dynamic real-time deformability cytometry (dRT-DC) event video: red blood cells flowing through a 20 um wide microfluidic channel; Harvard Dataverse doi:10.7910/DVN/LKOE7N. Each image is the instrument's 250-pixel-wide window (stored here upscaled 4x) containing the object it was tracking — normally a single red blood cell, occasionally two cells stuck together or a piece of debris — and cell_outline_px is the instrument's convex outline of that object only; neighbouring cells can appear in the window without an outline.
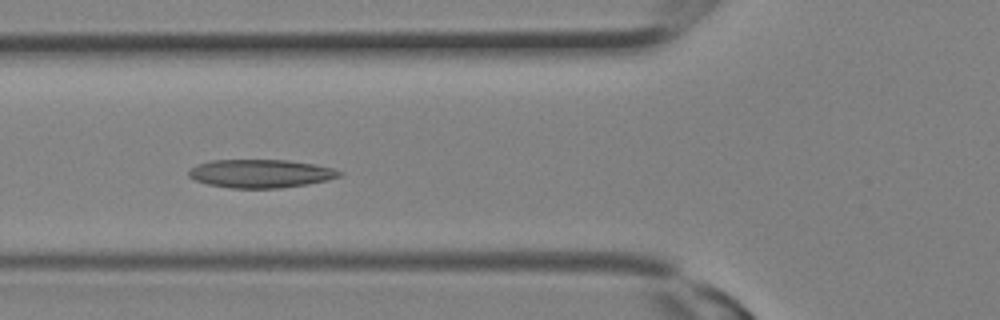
{"species": "Egyptian fruit bat (a non-hibernating species)", "species_latin": "Rousettus aegyptiacus", "temperature_condition": "room temperature", "stored_images_in_passage": 29, "camera_frame_rate_fps": 3000, "um_per_image_px": 0.085, "animal": {"sex": "female"}, "frame": {"image": 1, "passage_image": 11, "time_ms": 3.333, "image_size_px": [1000, 320], "cell_outline_px": [[344, 172], [340, 176], [328, 180], [308, 184], [280, 188], [232, 188], [208, 184], [196, 180], [188, 176], [188, 172], [196, 164], [212, 160], [288, 160], [316, 164], [332, 168]], "centroid_in_image_um": [22.18, 14.75], "position_along_channel_um": 103.6, "area_um2": 24.91}}
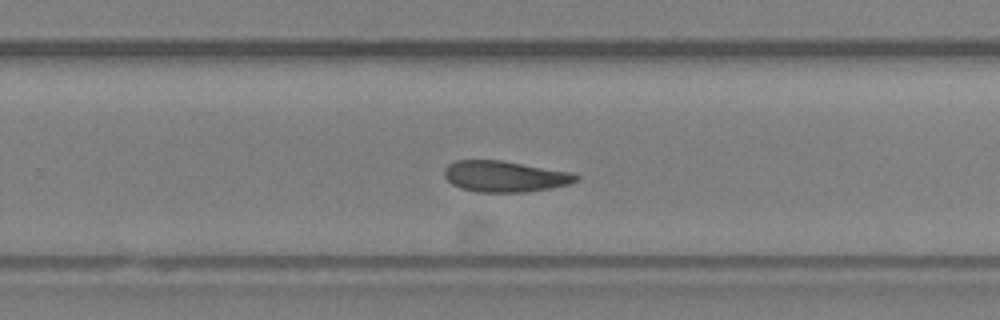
{"frame": {"image": 2, "passage_image": 19, "time_ms": 6.0, "image_size_px": [1000, 320], "cell_outline_px": [[580, 176], [576, 180], [568, 184], [552, 188], [528, 192], [476, 192], [460, 188], [452, 184], [444, 176], [444, 168], [448, 164], [456, 160], [500, 160], [572, 172]], "centroid_in_image_um": [42.89, 15.0], "position_along_channel_um": 286.9, "area_um2": 23.93}}
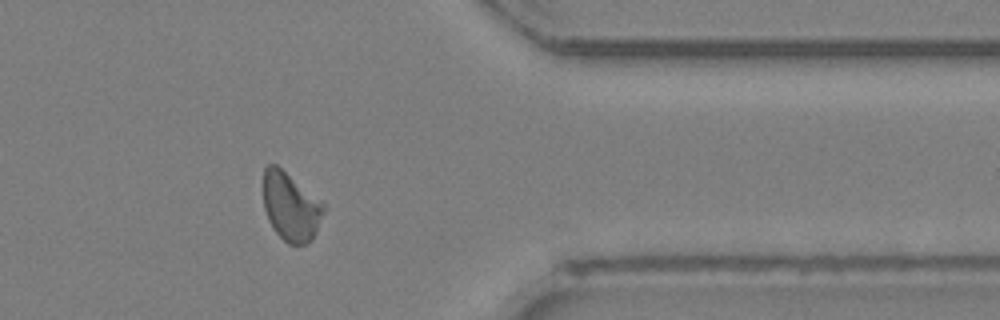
{"frame": {"image": 3, "passage_image": 24, "time_ms": 7.667, "image_size_px": [1000, 320], "cell_outline_px": [[324, 212], [316, 232], [312, 240], [304, 244], [288, 244], [272, 228], [268, 220], [264, 208], [264, 168], [268, 164], [276, 164], [324, 204]], "centroid_in_image_um": [24.7, 17.58], "position_along_channel_um": 386.7, "area_um2": 23.7}}